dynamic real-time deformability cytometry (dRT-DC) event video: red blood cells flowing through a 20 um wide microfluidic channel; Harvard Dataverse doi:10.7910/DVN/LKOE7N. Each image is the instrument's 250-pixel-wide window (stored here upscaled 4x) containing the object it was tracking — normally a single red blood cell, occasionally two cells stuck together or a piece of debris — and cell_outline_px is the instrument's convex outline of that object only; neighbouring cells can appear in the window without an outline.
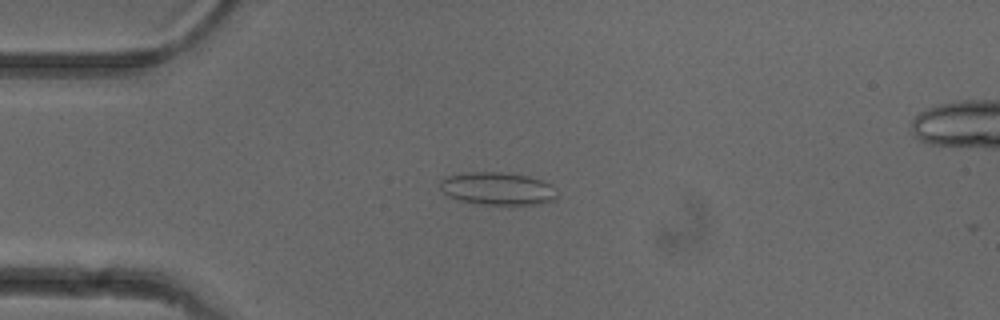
{"species": "common noctule bat (a hibernating species)", "species_latin": "Nyctalus noctula", "temperature_condition": "cold", "stored_images_in_passage": 14, "camera_frame_rate_fps": 3000, "um_per_image_px": 0.085, "animal": {"sex": "female"}, "frame": {"image": 1, "passage_image": 13, "time_ms": 4.0, "image_size_px": [1000, 320], "cell_outline_px": [[556, 200], [540, 204], [480, 204], [460, 200], [448, 196], [440, 188], [440, 180], [444, 176], [468, 172], [500, 172], [528, 176], [552, 184], [556, 188]], "centroid_in_image_um": [42.3, 16.03], "position_along_channel_um": 42.7, "area_um2": 22.37}}